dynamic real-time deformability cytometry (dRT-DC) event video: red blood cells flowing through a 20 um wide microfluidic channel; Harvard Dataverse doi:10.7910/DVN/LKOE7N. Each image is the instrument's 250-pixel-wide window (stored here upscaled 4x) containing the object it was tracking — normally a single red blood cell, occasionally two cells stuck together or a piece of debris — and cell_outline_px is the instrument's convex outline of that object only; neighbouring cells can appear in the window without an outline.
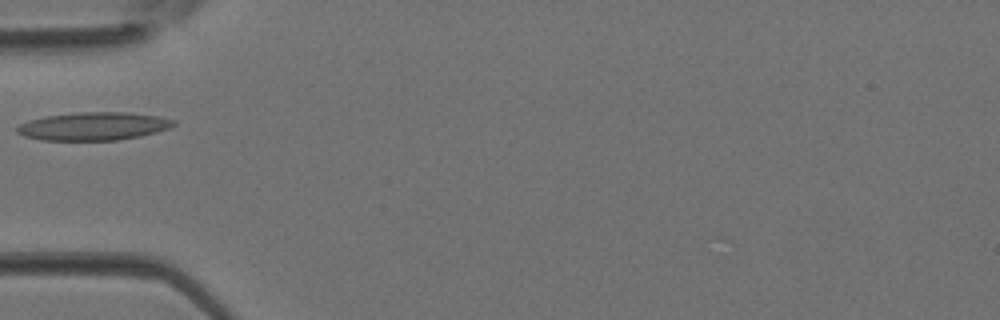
{"species": "Egyptian fruit bat (a non-hibernating species)", "species_latin": "Rousettus aegyptiacus", "temperature_condition": "room temperature", "stored_images_in_passage": 1, "camera_frame_rate_fps": 3000, "um_per_image_px": 0.085, "animal": {"sex": "female"}, "frame": {"image": 1, "passage_image": 1, "time_ms": 0.0, "image_size_px": [1000, 320], "cell_outline_px": [[176, 124], [168, 128], [156, 132], [140, 136], [120, 140], [40, 140], [24, 136], [16, 132], [16, 128], [20, 124], [28, 120], [44, 116], [80, 112], [128, 112], [156, 116], [176, 120]], "centroid_in_image_um": [7.93, 10.73], "position_along_channel_um": 77.1, "area_um2": 25.66}}